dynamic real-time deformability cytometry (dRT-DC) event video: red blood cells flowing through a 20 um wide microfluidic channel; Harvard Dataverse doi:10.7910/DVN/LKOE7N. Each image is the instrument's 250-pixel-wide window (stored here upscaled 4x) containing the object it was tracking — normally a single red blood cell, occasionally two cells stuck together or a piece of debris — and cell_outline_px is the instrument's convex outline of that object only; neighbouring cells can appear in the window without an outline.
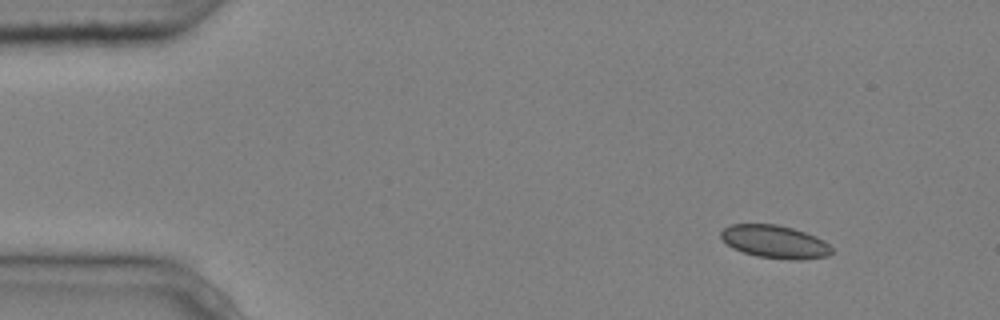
{"species": "common noctule bat (a hibernating species)", "species_latin": "Nyctalus noctula", "temperature_condition": "cold", "stored_images_in_passage": 6, "camera_frame_rate_fps": 3000, "um_per_image_px": 0.085, "animal": {"sex": "male", "body_mass_g": 20.4}, "frame": {"image": 1, "passage_image": 1, "time_ms": 0.0, "image_size_px": [1000, 320], "cell_outline_px": [[832, 252], [828, 256], [804, 260], [792, 260], [756, 256], [732, 248], [720, 236], [720, 232], [724, 228], [732, 224], [776, 224], [792, 228], [816, 236], [824, 240], [832, 248]], "centroid_in_image_um": [65.88, 20.55], "position_along_channel_um": 19.1, "area_um2": 21.27}}
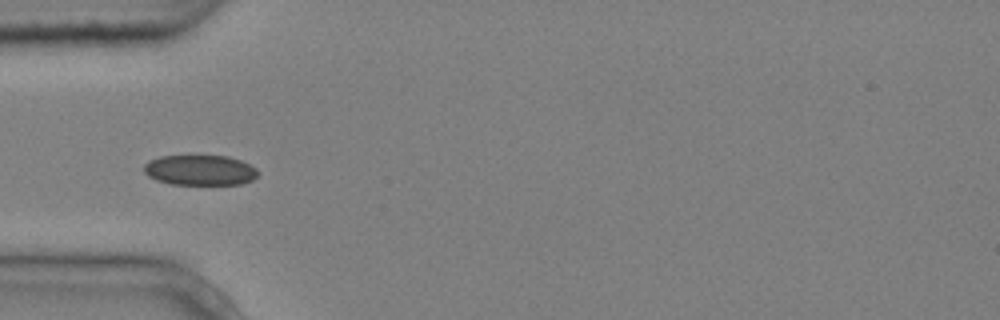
{"frame": {"image": 2, "passage_image": 4, "time_ms": 1.0, "image_size_px": [1000, 320], "cell_outline_px": [[260, 172], [252, 180], [244, 184], [172, 184], [156, 180], [148, 176], [144, 172], [144, 164], [148, 160], [160, 156], [228, 156], [240, 160], [256, 168]], "centroid_in_image_um": [16.99, 14.46], "position_along_channel_um": 68.0, "area_um2": 20.17}}
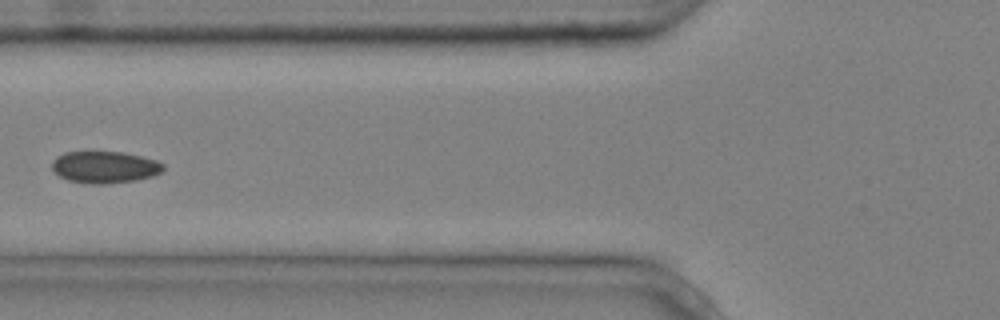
{"frame": {"image": 3, "passage_image": 5, "time_ms": 1.333, "image_size_px": [1000, 320], "cell_outline_px": [[164, 168], [160, 172], [152, 176], [136, 180], [104, 184], [92, 184], [68, 180], [60, 176], [52, 168], [52, 160], [56, 156], [64, 152], [124, 152], [156, 160], [164, 164]], "centroid_in_image_um": [8.89, 14.2], "position_along_channel_um": 116.9, "area_um2": 20.58}}